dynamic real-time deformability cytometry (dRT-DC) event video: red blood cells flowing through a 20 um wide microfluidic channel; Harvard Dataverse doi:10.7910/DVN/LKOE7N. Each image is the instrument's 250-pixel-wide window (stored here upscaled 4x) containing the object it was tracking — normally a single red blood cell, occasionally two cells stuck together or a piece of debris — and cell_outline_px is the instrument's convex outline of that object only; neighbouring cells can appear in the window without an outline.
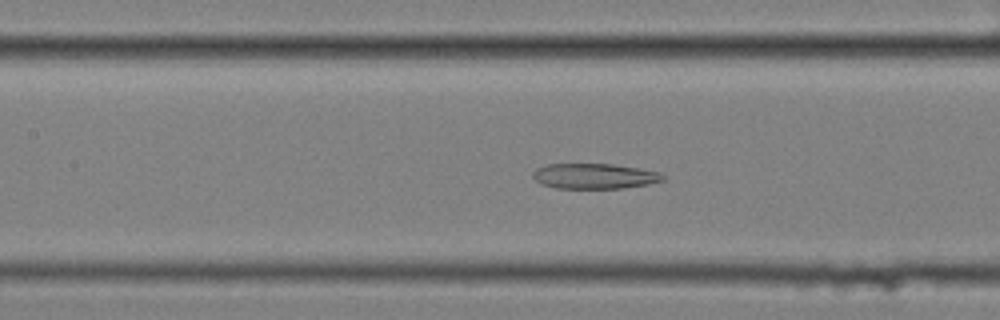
{"species": "common noctule bat (a hibernating species)", "species_latin": "Nyctalus noctula", "temperature_condition": "cold", "stored_images_in_passage": 58, "camera_frame_rate_fps": 3000, "um_per_image_px": 0.085, "animal": {"sex": "female", "body_mass_g": 25.1}, "frame": {"image": 1, "passage_image": 26, "time_ms": 8.333, "image_size_px": [1000, 320], "cell_outline_px": [[668, 176], [664, 180], [648, 184], [620, 188], [556, 188], [540, 184], [532, 176], [532, 172], [536, 168], [548, 164], [612, 164], [640, 168], [660, 172]], "centroid_in_image_um": [50.54, 14.96], "position_along_channel_um": 156.9, "area_um2": 19.31}}
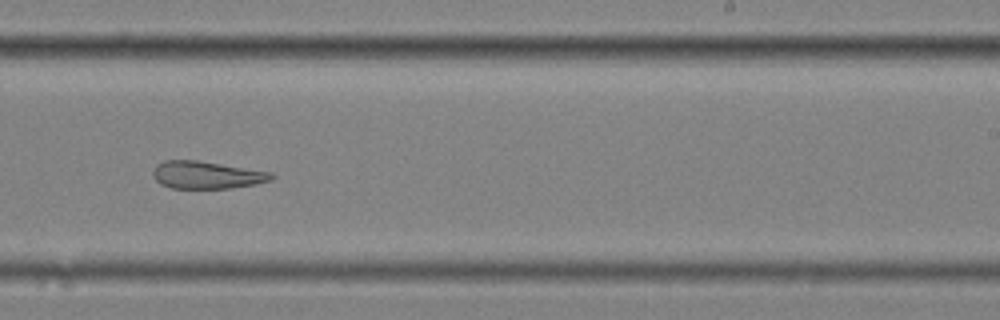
{"frame": {"image": 2, "passage_image": 36, "time_ms": 11.667, "image_size_px": [1000, 320], "cell_outline_px": [[276, 176], [272, 180], [256, 184], [228, 188], [172, 188], [160, 184], [152, 176], [152, 172], [156, 164], [164, 160], [196, 160], [272, 172]], "centroid_in_image_um": [17.56, 14.87], "position_along_channel_um": 271.4, "area_um2": 19.02}}
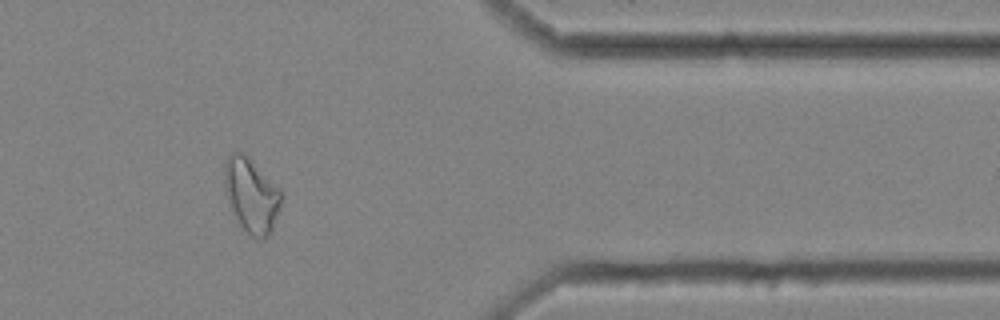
{"frame": {"image": 3, "passage_image": 48, "time_ms": 15.667, "image_size_px": [1000, 320], "cell_outline_px": [[284, 196], [272, 228], [264, 240], [260, 240], [252, 236], [240, 224], [232, 208], [224, 188], [224, 164], [228, 156], [232, 152], [244, 152], [284, 192]], "centroid_in_image_um": [21.39, 16.55], "position_along_channel_um": 390.0, "area_um2": 24.51}}